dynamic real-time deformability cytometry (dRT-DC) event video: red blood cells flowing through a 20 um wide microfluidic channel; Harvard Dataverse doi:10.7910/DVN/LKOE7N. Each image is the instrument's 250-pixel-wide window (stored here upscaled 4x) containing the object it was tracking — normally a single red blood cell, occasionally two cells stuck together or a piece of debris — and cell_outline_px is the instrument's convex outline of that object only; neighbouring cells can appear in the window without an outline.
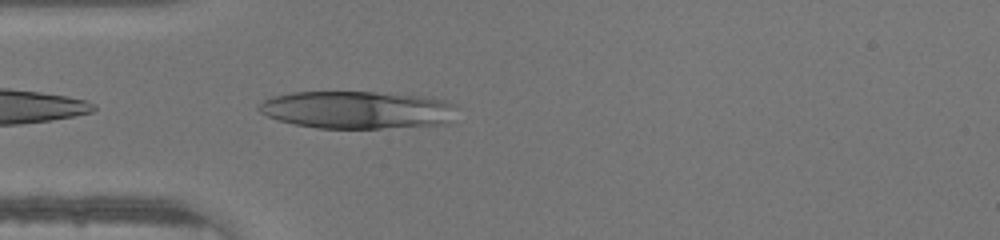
{"species": "human", "species_latin": "Homo sapiens", "temperature_condition": "warm", "stored_images_in_passage": 27, "camera_frame_rate_fps": 3000, "um_per_image_px": 0.085, "donor": {"sex": "male"}, "frame": {"image": 1, "passage_image": 1, "time_ms": 0.0, "image_size_px": [1000, 240], "cell_outline_px": [[456, 104], [444, 124], [380, 128], [316, 128], [296, 124], [280, 120], [268, 116], [260, 112], [256, 108], [264, 100], [272, 96], [292, 92], [376, 92], [416, 96], [444, 100]], "centroid_in_image_um": [30.26, 9.33], "position_along_channel_um": 54.7, "area_um2": 42.71}}
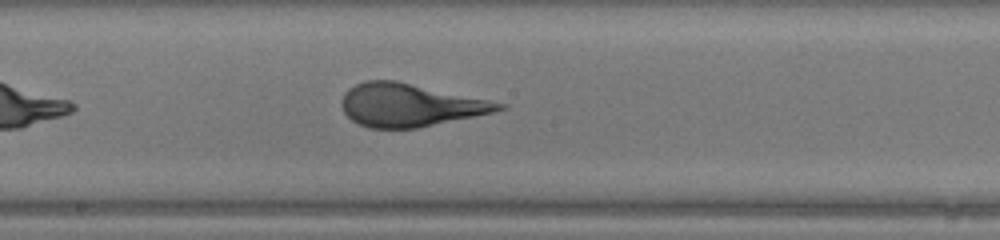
{"frame": {"image": 2, "passage_image": 12, "time_ms": 3.667, "image_size_px": [1000, 240], "cell_outline_px": [[508, 108], [492, 112], [416, 128], [368, 128], [352, 120], [344, 112], [340, 104], [344, 92], [348, 88], [364, 80], [396, 80], [508, 104]], "centroid_in_image_um": [34.8, 8.92], "position_along_channel_um": 213.4, "area_um2": 39.07}}
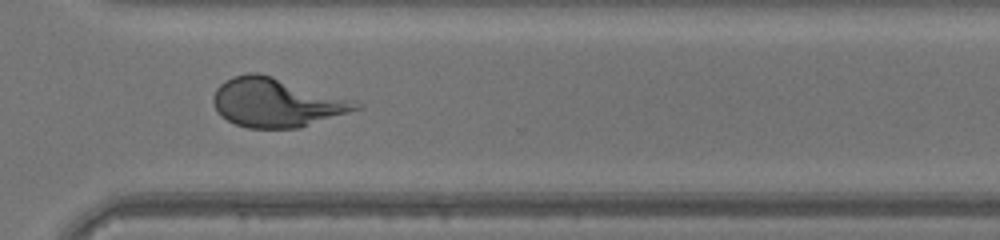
{"frame": {"image": 3, "passage_image": 21, "time_ms": 6.667, "image_size_px": [1000, 240], "cell_outline_px": [[364, 108], [300, 128], [248, 128], [236, 124], [220, 116], [216, 112], [212, 100], [212, 96], [216, 88], [224, 80], [232, 76], [248, 72], [260, 72], [356, 100], [364, 104]], "centroid_in_image_um": [23.53, 8.7], "position_along_channel_um": 347.1, "area_um2": 41.44}}